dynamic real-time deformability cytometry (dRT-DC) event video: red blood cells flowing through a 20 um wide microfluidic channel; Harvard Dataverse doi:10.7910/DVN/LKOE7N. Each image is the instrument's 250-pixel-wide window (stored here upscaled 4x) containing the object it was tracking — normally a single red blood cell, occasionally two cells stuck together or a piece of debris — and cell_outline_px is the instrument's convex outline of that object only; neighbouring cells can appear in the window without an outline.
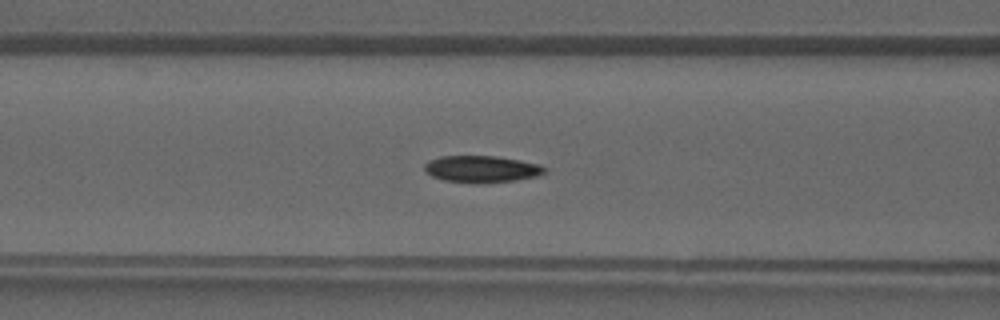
{"species": "common noctule bat (a hibernating species)", "species_latin": "Nyctalus noctula", "temperature_condition": "warm", "stored_images_in_passage": 34, "camera_frame_rate_fps": 3000, "um_per_image_px": 0.085, "animal": {"sex": "male", "forearm_length_mm": 52.5}, "frame": {"image": 1, "passage_image": 18, "time_ms": 5.667, "image_size_px": [1000, 320], "cell_outline_px": [[548, 168], [544, 172], [536, 176], [516, 180], [484, 184], [480, 184], [444, 180], [432, 176], [424, 168], [424, 164], [428, 160], [440, 156], [496, 156], [520, 160], [540, 164]], "centroid_in_image_um": [40.95, 14.37], "position_along_channel_um": 125.7, "area_um2": 18.9}}
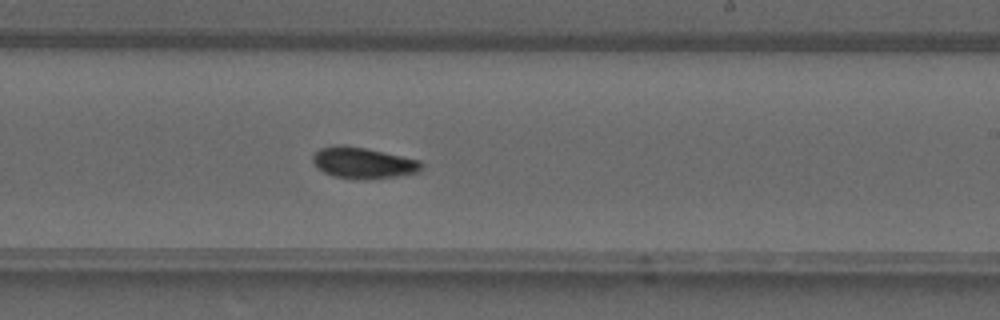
{"frame": {"image": 2, "passage_image": 26, "time_ms": 8.333, "image_size_px": [1000, 320], "cell_outline_px": [[424, 168], [420, 172], [400, 176], [368, 180], [356, 180], [332, 176], [316, 168], [312, 164], [312, 156], [320, 148], [336, 144], [344, 144], [364, 148], [420, 160], [424, 164]], "centroid_in_image_um": [30.86, 13.86], "position_along_channel_um": 258.1, "area_um2": 20.29}}
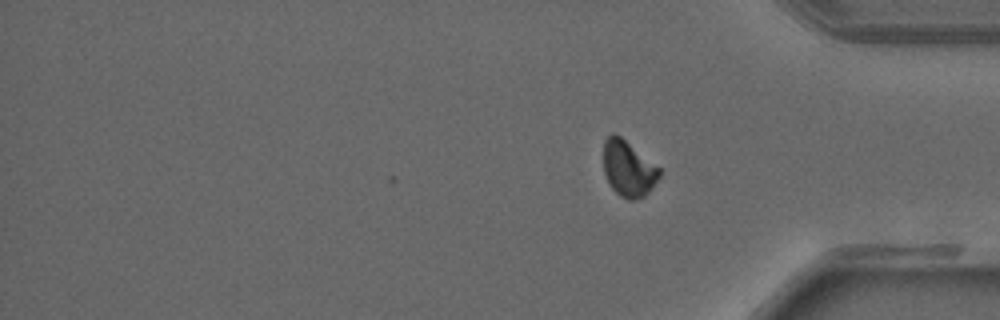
{"frame": {"image": 3, "passage_image": 34, "time_ms": 11.0, "image_size_px": [1000, 320], "cell_outline_px": [[660, 176], [648, 192], [644, 196], [636, 200], [628, 200], [620, 196], [608, 184], [604, 172], [604, 140], [612, 132], [616, 132], [660, 168]], "centroid_in_image_um": [53.39, 14.32], "position_along_channel_um": 381.8, "area_um2": 18.26}}